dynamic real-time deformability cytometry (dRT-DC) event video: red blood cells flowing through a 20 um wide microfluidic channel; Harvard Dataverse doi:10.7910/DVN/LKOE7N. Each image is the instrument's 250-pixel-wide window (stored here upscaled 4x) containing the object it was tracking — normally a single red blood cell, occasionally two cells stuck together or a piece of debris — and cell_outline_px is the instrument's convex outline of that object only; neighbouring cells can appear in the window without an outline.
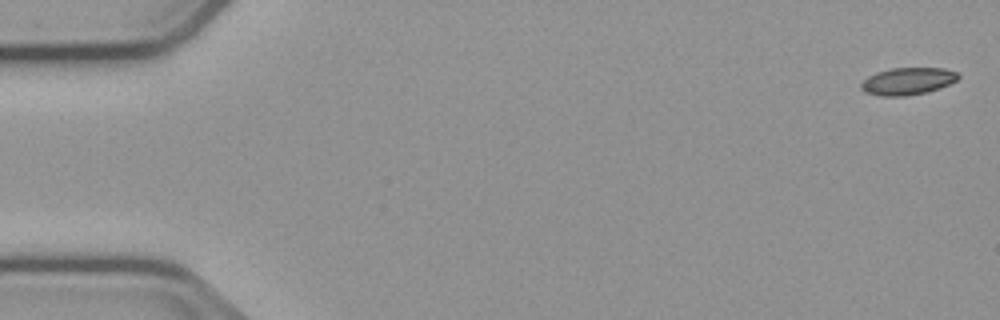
{"species": "common noctule bat (a hibernating species)", "species_latin": "Nyctalus noctula", "temperature_condition": "cold", "stored_images_in_passage": 55, "camera_frame_rate_fps": 3000, "um_per_image_px": 0.085, "animal": {"sex": "male", "body_mass_g": 23.1, "forearm_length_mm": 52.7}, "frame": {"image": 1, "passage_image": 1, "time_ms": 0.0, "image_size_px": [1000, 320], "cell_outline_px": [[960, 76], [956, 80], [940, 88], [928, 92], [904, 96], [880, 96], [864, 92], [860, 88], [860, 84], [868, 76], [876, 72], [892, 68], [944, 68], [956, 72]], "centroid_in_image_um": [77.12, 6.9], "position_along_channel_um": 7.9, "area_um2": 15.43}}
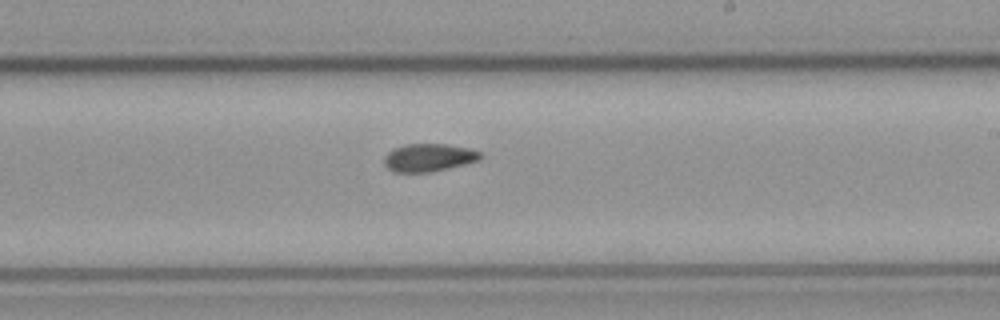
{"frame": {"image": 2, "passage_image": 32, "time_ms": 10.333, "image_size_px": [1000, 320], "cell_outline_px": [[484, 156], [480, 160], [432, 172], [392, 172], [384, 164], [384, 160], [388, 152], [404, 144], [448, 144], [468, 148], [480, 152]], "centroid_in_image_um": [36.46, 13.4], "position_along_channel_um": 252.5, "area_um2": 15.61}}
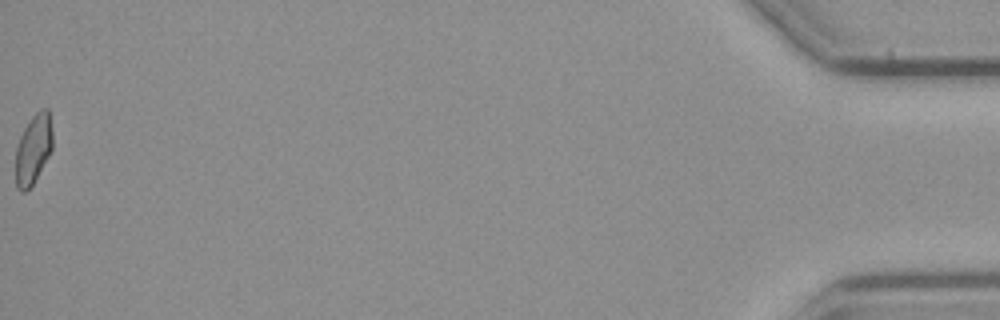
{"frame": {"image": 3, "passage_image": 55, "time_ms": 18.0, "image_size_px": [1000, 320], "cell_outline_px": [[52, 148], [48, 156], [32, 184], [24, 192], [20, 192], [16, 188], [16, 144], [24, 128], [32, 116], [40, 108], [48, 108], [52, 132]], "centroid_in_image_um": [2.81, 12.65], "position_along_channel_um": 432.4, "area_um2": 14.85}, "authors_computed_cell_mechanics": {"area_um2": 15.7216, "velocity_mm_per_s": 3.7537, "shape_relaxation_time_tau1_ms": null, "shape_relaxation_time_tau2_ms": 7.868, "deformation_change_tau1": null, "deformation_change_tau2": 0.1066}}